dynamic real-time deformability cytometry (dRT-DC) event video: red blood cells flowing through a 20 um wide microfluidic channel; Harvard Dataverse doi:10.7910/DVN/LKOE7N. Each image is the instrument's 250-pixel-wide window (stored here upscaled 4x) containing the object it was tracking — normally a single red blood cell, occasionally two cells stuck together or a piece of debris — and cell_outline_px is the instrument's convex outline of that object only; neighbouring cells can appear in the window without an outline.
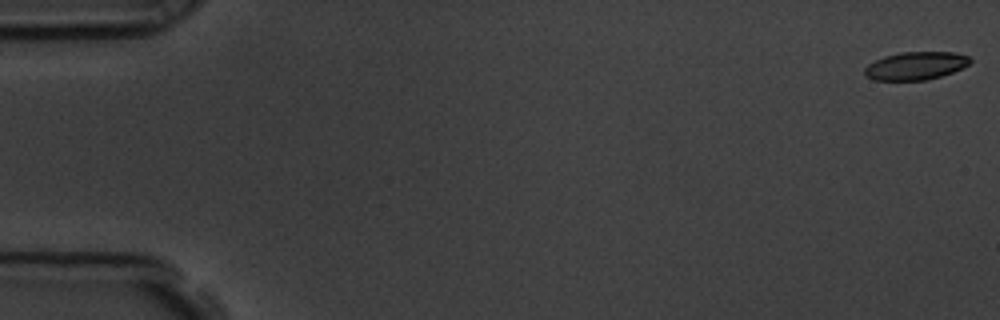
{"species": "common noctule bat (a hibernating species)", "species_latin": "Nyctalus noctula", "temperature_condition": "room temperature", "stored_images_in_passage": 18, "camera_frame_rate_fps": 3000, "um_per_image_px": 0.085, "animal": {"sex": "male", "body_mass_g": 19.5, "forearm_length_mm": 54.6}, "frame": {"image": 1, "passage_image": 1, "time_ms": 0.0, "image_size_px": [1000, 320], "cell_outline_px": [[972, 60], [968, 64], [952, 72], [928, 80], [876, 80], [868, 76], [864, 72], [864, 68], [868, 64], [884, 56], [900, 52], [956, 52], [968, 56]], "centroid_in_image_um": [77.83, 5.58], "position_along_channel_um": 7.2, "area_um2": 17.05}}
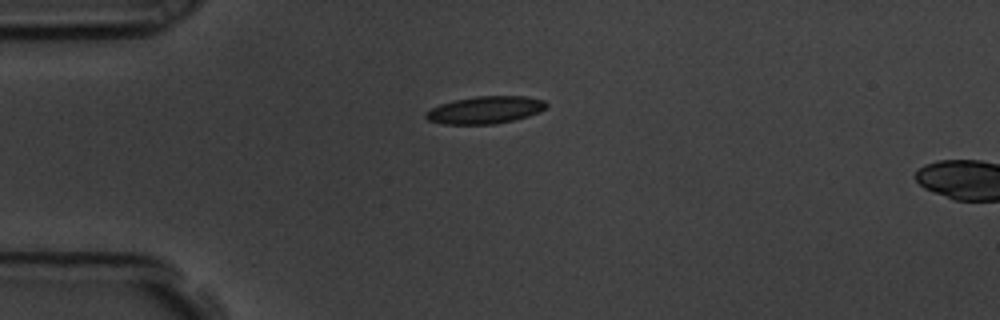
{"frame": {"image": 2, "passage_image": 15, "time_ms": 4.667, "image_size_px": [1000, 320], "cell_outline_px": [[548, 104], [540, 112], [528, 116], [496, 124], [444, 124], [428, 120], [424, 116], [424, 112], [440, 104], [456, 100], [476, 96], [528, 96], [544, 100]], "centroid_in_image_um": [41.24, 9.34], "position_along_channel_um": 43.8, "area_um2": 19.19}}